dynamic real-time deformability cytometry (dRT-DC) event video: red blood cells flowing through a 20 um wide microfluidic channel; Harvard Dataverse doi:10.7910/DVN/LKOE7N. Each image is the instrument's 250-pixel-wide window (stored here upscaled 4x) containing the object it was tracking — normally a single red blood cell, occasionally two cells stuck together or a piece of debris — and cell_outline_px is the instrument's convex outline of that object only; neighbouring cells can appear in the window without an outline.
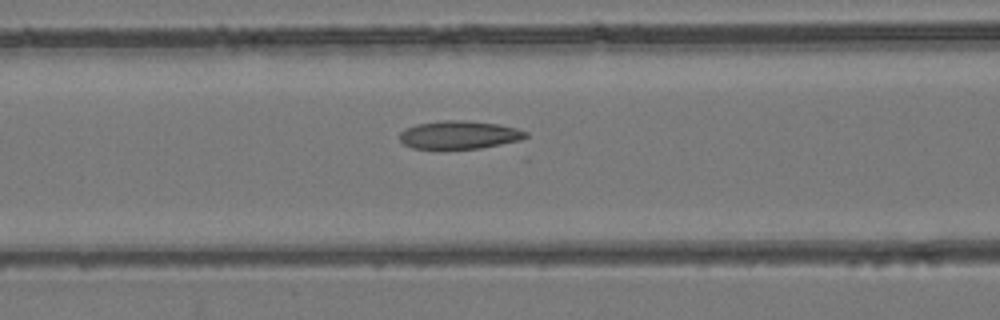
{"species": "common noctule bat (a hibernating species)", "species_latin": "Nyctalus noctula", "temperature_condition": "room temperature", "stored_images_in_passage": 23, "camera_frame_rate_fps": 3000, "um_per_image_px": 0.085, "animal": {"sex": "female", "body_mass_g": 24.6, "forearm_length_mm": 56.2}, "frame": {"image": 1, "passage_image": 9, "time_ms": 2.667, "image_size_px": [1000, 320], "cell_outline_px": [[528, 136], [520, 140], [480, 148], [412, 148], [404, 144], [400, 140], [400, 132], [404, 128], [416, 124], [444, 120], [468, 120], [500, 124], [516, 128], [528, 132]], "centroid_in_image_um": [39.04, 11.44], "position_along_channel_um": 127.6, "area_um2": 20.63}}
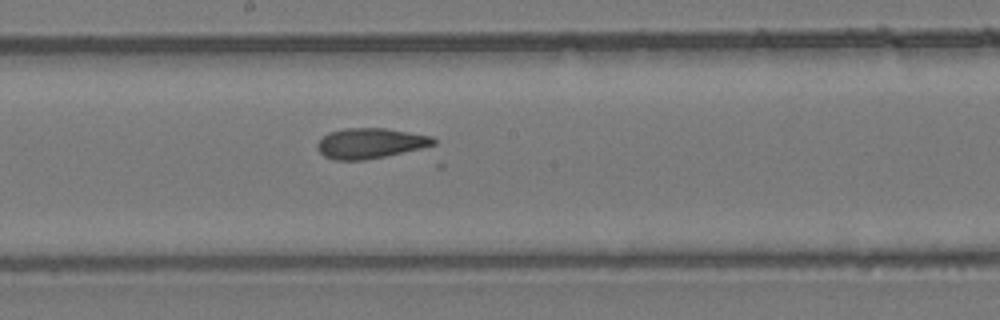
{"frame": {"image": 2, "passage_image": 15, "time_ms": 4.667, "image_size_px": [1000, 320], "cell_outline_px": [[436, 144], [420, 148], [384, 156], [364, 160], [332, 160], [324, 156], [316, 148], [316, 144], [328, 132], [344, 128], [384, 128], [432, 136], [436, 140]], "centroid_in_image_um": [31.43, 12.17], "position_along_channel_um": 216.8, "area_um2": 20.4}}
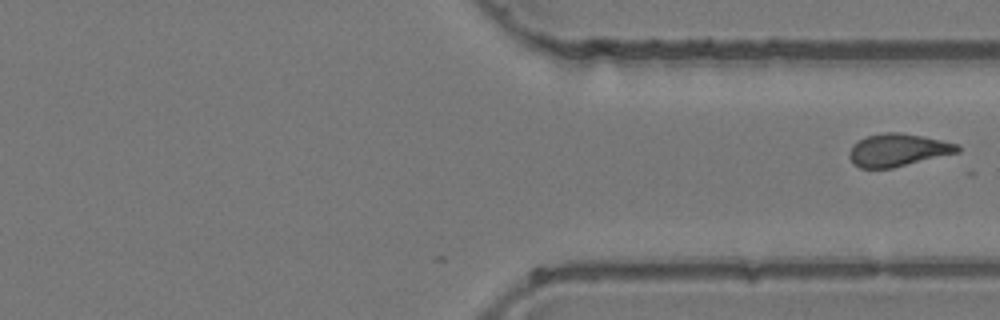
{"frame": {"image": 3, "passage_image": 23, "time_ms": 7.333, "image_size_px": [1000, 320], "cell_outline_px": [[960, 152], [892, 168], [860, 168], [852, 164], [848, 156], [848, 152], [852, 144], [868, 136], [884, 132], [900, 132], [960, 144]], "centroid_in_image_um": [76.29, 12.76], "position_along_channel_um": 335.1, "area_um2": 20.63}}